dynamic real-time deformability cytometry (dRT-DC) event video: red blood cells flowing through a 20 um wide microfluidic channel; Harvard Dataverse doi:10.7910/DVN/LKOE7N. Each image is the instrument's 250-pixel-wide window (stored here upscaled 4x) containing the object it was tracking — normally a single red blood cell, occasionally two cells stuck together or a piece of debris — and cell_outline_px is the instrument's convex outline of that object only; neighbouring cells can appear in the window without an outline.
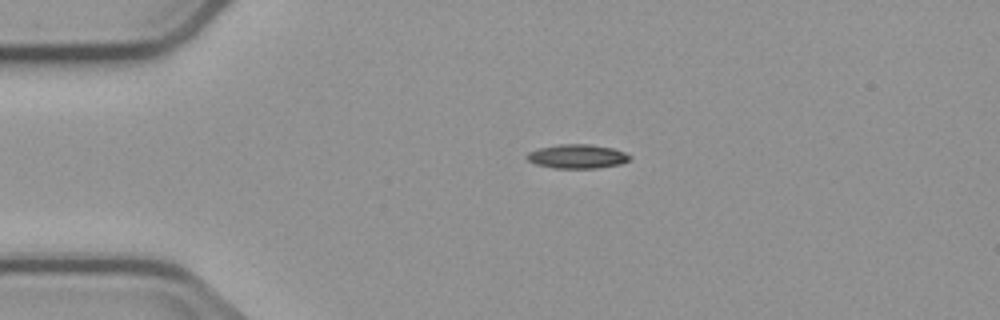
{"species": "common noctule bat (a hibernating species)", "species_latin": "Nyctalus noctula", "temperature_condition": "cold", "stored_images_in_passage": 2, "camera_frame_rate_fps": 3000, "um_per_image_px": 0.085, "animal": {"sex": "male", "body_mass_g": 23.1, "forearm_length_mm": 52.7}, "frame": {"image": 1, "passage_image": 1, "time_ms": 0.0, "image_size_px": [1000, 320], "cell_outline_px": [[632, 156], [628, 160], [620, 164], [596, 168], [552, 168], [536, 164], [528, 160], [524, 156], [528, 152], [536, 148], [560, 144], [592, 144], [612, 148], [624, 152]], "centroid_in_image_um": [49.02, 13.28], "position_along_channel_um": 36.0, "area_um2": 14.51}}